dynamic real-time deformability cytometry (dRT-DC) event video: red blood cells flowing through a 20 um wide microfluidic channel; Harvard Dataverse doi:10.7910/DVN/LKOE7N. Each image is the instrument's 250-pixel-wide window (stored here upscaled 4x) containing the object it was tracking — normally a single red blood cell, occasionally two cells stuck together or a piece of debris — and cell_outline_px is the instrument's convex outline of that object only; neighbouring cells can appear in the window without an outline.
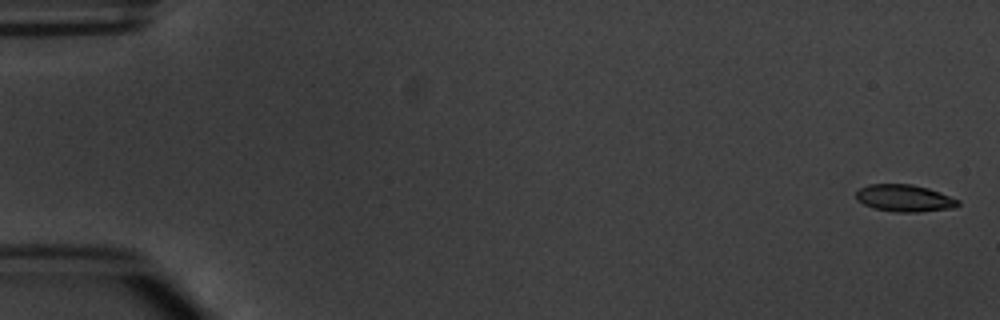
{"species": "common noctule bat (a hibernating species)", "species_latin": "Nyctalus noctula", "temperature_condition": "warm", "stored_images_in_passage": 7, "camera_frame_rate_fps": 3000, "um_per_image_px": 0.085, "animal": {"sex": "male", "body_mass_g": 20.1, "forearm_length_mm": 53.5}, "frame": {"image": 1, "passage_image": 1, "time_ms": 0.0, "image_size_px": [1000, 320], "cell_outline_px": [[960, 204], [956, 208], [920, 212], [892, 212], [872, 208], [856, 200], [856, 192], [860, 188], [868, 184], [912, 184], [928, 188], [940, 192], [960, 200]], "centroid_in_image_um": [76.89, 16.85], "position_along_channel_um": 8.1, "area_um2": 16.36}}
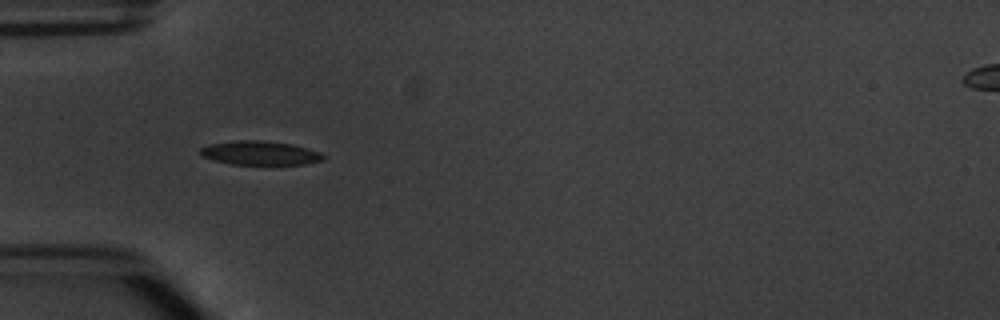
{"frame": {"image": 2, "passage_image": 5, "time_ms": 5.333, "image_size_px": [1000, 320], "cell_outline_px": [[324, 160], [304, 164], [232, 164], [200, 156], [200, 148], [208, 144], [236, 140], [264, 140], [292, 144], [320, 152], [324, 156]], "centroid_in_image_um": [22.08, 12.99], "position_along_channel_um": 62.9, "area_um2": 17.11}}
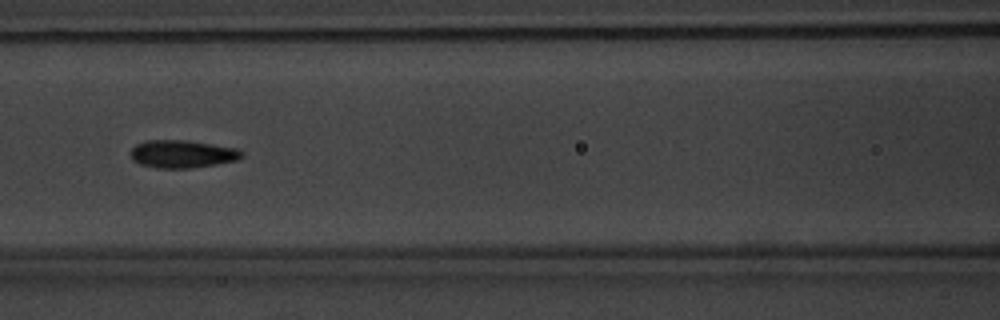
{"frame": {"image": 3, "passage_image": 7, "time_ms": 7.667, "image_size_px": [1000, 320], "cell_outline_px": [[244, 156], [236, 160], [216, 164], [192, 168], [156, 168], [140, 164], [132, 160], [128, 152], [136, 144], [148, 140], [184, 140], [236, 148], [244, 152]], "centroid_in_image_um": [15.45, 13.09], "position_along_channel_um": 151.1, "area_um2": 18.03}}